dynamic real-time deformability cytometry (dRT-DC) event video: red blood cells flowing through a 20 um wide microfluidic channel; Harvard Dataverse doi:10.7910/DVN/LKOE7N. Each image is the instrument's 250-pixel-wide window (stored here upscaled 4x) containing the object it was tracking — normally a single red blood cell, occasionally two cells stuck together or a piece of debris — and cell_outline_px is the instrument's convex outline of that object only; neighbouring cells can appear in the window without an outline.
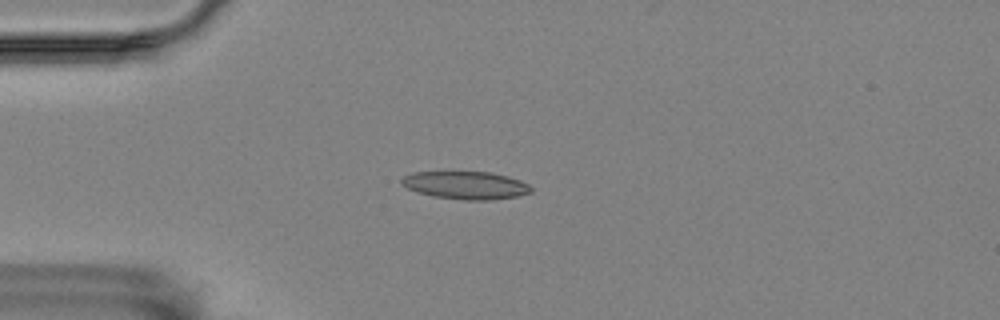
{"species": "Egyptian fruit bat (a non-hibernating species)", "species_latin": "Rousettus aegyptiacus", "temperature_condition": "room temperature", "stored_images_in_passage": 56, "camera_frame_rate_fps": 3000, "um_per_image_px": 0.085, "animal": {"sex": "female"}, "frame": {"image": 1, "passage_image": 14, "time_ms": 4.333, "image_size_px": [1000, 320], "cell_outline_px": [[532, 192], [516, 196], [492, 200], [464, 200], [432, 196], [416, 192], [400, 184], [400, 180], [404, 176], [416, 172], [488, 172], [508, 176], [520, 180], [528, 184], [532, 188]], "centroid_in_image_um": [39.58, 15.75], "position_along_channel_um": 45.4, "area_um2": 20.98}}
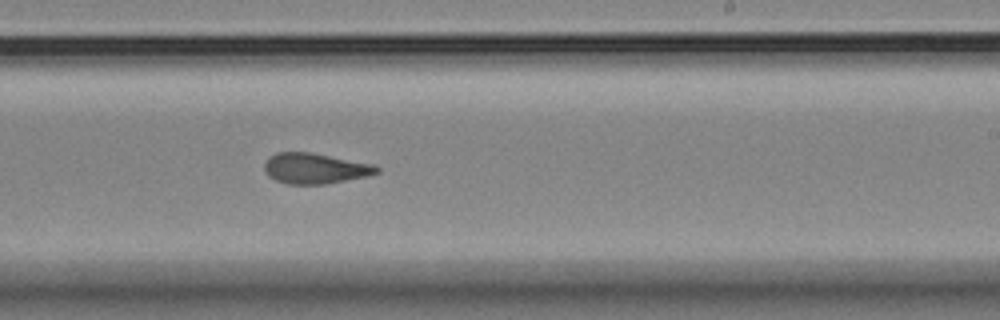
{"frame": {"image": 2, "passage_image": 34, "time_ms": 11.0, "image_size_px": [1000, 320], "cell_outline_px": [[380, 172], [364, 176], [324, 184], [288, 184], [276, 180], [268, 176], [264, 168], [264, 164], [276, 152], [308, 152], [376, 164], [380, 168]], "centroid_in_image_um": [26.79, 14.31], "position_along_channel_um": 262.2, "area_um2": 19.77}}
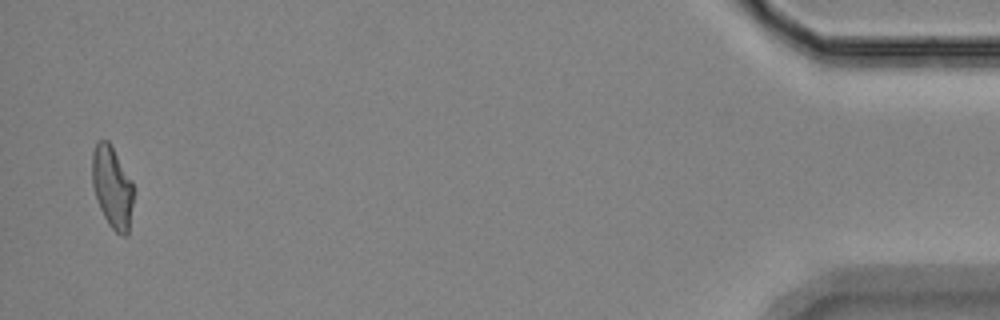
{"frame": {"image": 3, "passage_image": 55, "time_ms": 18.0, "image_size_px": [1000, 320], "cell_outline_px": [[132, 204], [128, 236], [120, 236], [108, 224], [100, 208], [92, 184], [92, 152], [96, 140], [108, 140], [132, 180]], "centroid_in_image_um": [9.52, 15.9], "position_along_channel_um": 425.7, "area_um2": 19.65}, "authors_computed_cell_mechanics": {"area_um2": 20.1433, "velocity_mm_per_s": 3.5088, "shape_relaxation_time_tau1_ms": null, "shape_relaxation_time_tau2_ms": 2.3227, "deformation_change_tau1": null, "deformation_change_tau2": 0.115}}